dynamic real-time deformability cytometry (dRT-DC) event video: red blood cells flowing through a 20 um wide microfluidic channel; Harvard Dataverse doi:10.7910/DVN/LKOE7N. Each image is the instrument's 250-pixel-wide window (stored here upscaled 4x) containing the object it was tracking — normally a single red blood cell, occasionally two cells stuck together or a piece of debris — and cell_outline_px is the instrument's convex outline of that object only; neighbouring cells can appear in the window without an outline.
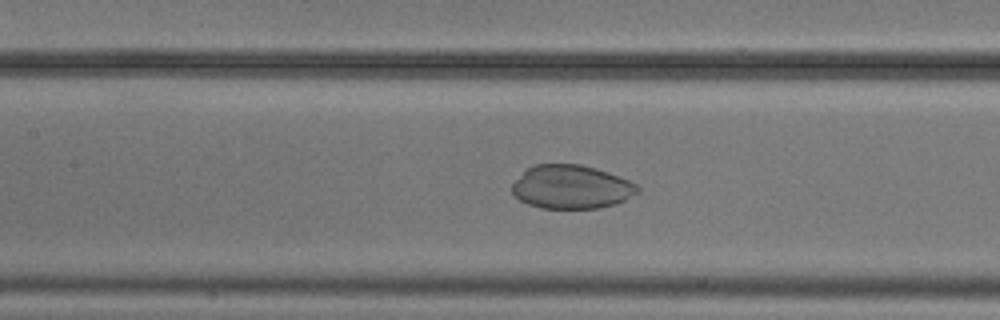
{"species": "common noctule bat (a hibernating species)", "species_latin": "Nyctalus noctula", "temperature_condition": "cold", "stored_images_in_passage": 54, "camera_frame_rate_fps": 3000, "um_per_image_px": 0.085, "animal": {"sex": "male", "body_mass_g": 20.5, "forearm_length_mm": 52.5}, "frame": {"image": 1, "passage_image": 24, "time_ms": 7.667, "image_size_px": [1000, 320], "cell_outline_px": [[640, 192], [616, 204], [600, 208], [540, 208], [528, 204], [520, 200], [512, 192], [512, 184], [532, 164], [580, 164], [596, 168], [608, 172], [628, 180], [636, 184], [640, 188]], "centroid_in_image_um": [48.58, 15.89], "position_along_channel_um": 158.8, "area_um2": 31.91}}
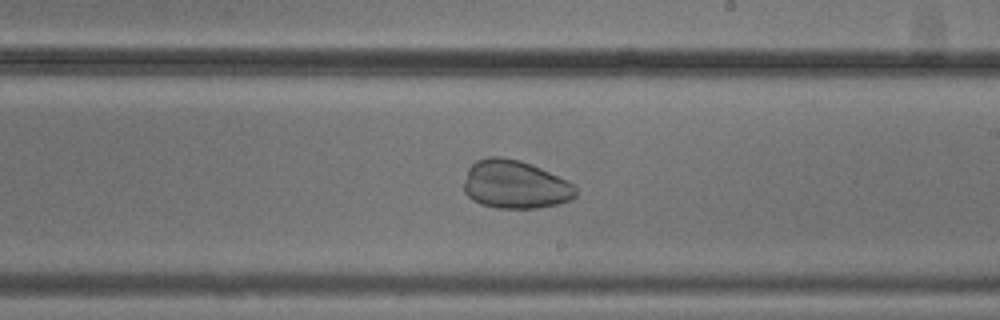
{"frame": {"image": 2, "passage_image": 31, "time_ms": 10.0, "image_size_px": [1000, 320], "cell_outline_px": [[576, 196], [572, 200], [560, 204], [536, 208], [496, 208], [480, 204], [472, 200], [464, 192], [464, 180], [468, 168], [476, 160], [488, 156], [500, 156], [520, 160], [540, 168], [568, 180], [576, 184]], "centroid_in_image_um": [43.79, 15.69], "position_along_channel_um": 245.2, "area_um2": 31.91}}
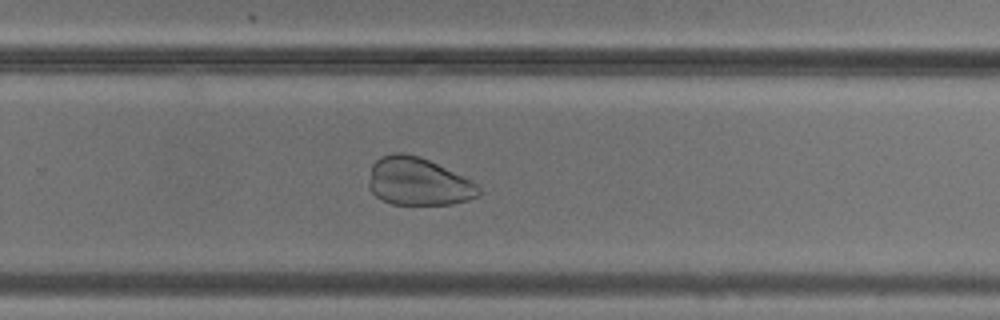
{"frame": {"image": 3, "passage_image": 35, "time_ms": 11.333, "image_size_px": [1000, 320], "cell_outline_px": [[480, 196], [468, 200], [452, 204], [392, 204], [380, 200], [368, 188], [368, 180], [372, 164], [380, 156], [392, 152], [404, 152], [420, 156], [472, 180], [480, 188]], "centroid_in_image_um": [35.52, 15.42], "position_along_channel_um": 294.3, "area_um2": 30.98}}